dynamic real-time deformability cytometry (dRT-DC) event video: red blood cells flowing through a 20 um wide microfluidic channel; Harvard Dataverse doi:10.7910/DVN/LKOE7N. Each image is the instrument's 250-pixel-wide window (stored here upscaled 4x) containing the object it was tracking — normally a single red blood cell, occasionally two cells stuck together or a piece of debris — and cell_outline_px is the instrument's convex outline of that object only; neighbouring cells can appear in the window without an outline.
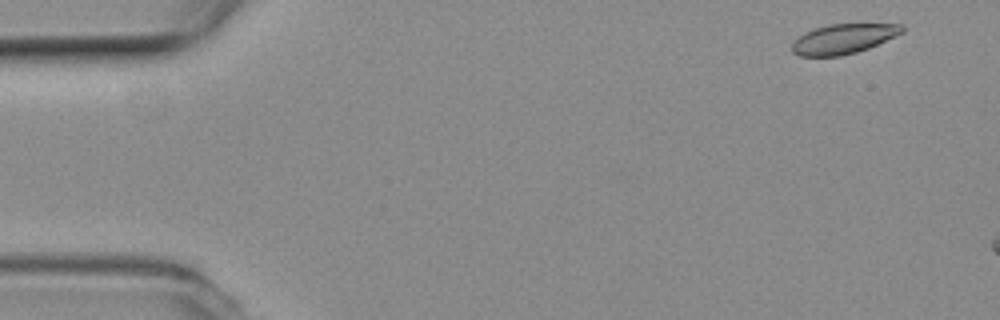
{"species": "common noctule bat (a hibernating species)", "species_latin": "Nyctalus noctula", "temperature_condition": "room temperature", "stored_images_in_passage": 3, "camera_frame_rate_fps": 3000, "um_per_image_px": 0.085, "animal": {"sex": "female", "body_mass_g": 19.3, "forearm_length_mm": 54.1}, "frame": {"image": 1, "passage_image": 1, "time_ms": 0.0, "image_size_px": [1000, 320], "cell_outline_px": [[904, 32], [868, 48], [856, 52], [840, 56], [800, 56], [792, 52], [792, 44], [804, 32], [816, 28], [832, 24], [904, 24]], "centroid_in_image_um": [71.7, 3.3], "position_along_channel_um": 13.3, "area_um2": 18.9}}